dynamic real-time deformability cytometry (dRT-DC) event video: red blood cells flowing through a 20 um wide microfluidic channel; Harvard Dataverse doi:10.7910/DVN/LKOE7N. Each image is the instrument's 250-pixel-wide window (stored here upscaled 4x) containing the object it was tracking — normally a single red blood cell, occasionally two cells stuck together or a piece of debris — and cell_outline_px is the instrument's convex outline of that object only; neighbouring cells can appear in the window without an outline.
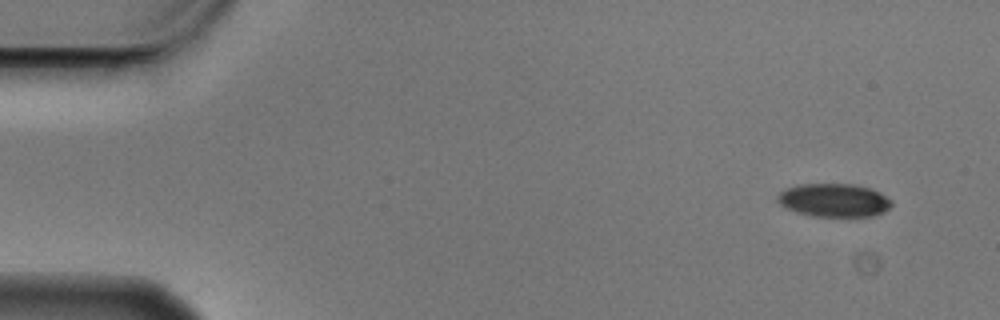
{"species": "Egyptian fruit bat (a non-hibernating species)", "species_latin": "Rousettus aegyptiacus", "temperature_condition": "cold", "stored_images_in_passage": 4, "camera_frame_rate_fps": 3000, "um_per_image_px": 0.085, "animal": {"sex": "male"}, "frame": {"image": 1, "passage_image": 1, "time_ms": 0.0, "image_size_px": [1000, 320], "cell_outline_px": [[892, 204], [884, 212], [876, 216], [812, 216], [796, 212], [784, 208], [776, 200], [776, 196], [784, 188], [800, 184], [856, 184], [872, 188], [880, 192], [892, 200]], "centroid_in_image_um": [70.88, 17.01], "position_along_channel_um": 14.1, "area_um2": 22.48}}
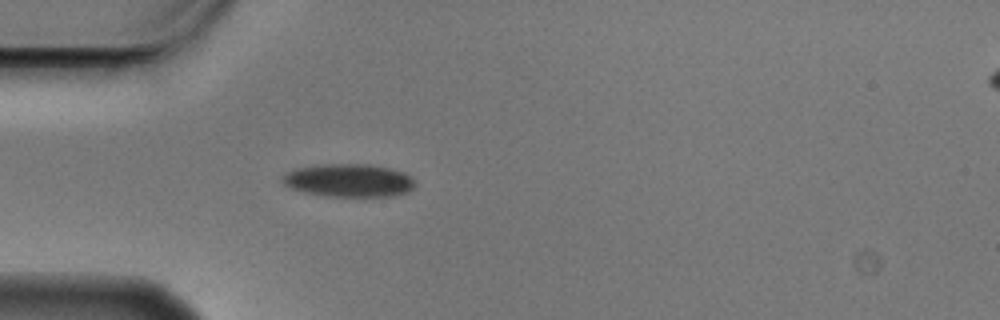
{"frame": {"image": 2, "passage_image": 4, "time_ms": 1.0, "image_size_px": [1000, 320], "cell_outline_px": [[416, 184], [408, 192], [392, 196], [328, 196], [304, 192], [292, 188], [284, 184], [280, 180], [280, 176], [296, 168], [320, 164], [368, 164], [388, 168], [404, 172], [412, 176]], "centroid_in_image_um": [29.65, 15.33], "position_along_channel_um": 55.4, "area_um2": 25.61}}